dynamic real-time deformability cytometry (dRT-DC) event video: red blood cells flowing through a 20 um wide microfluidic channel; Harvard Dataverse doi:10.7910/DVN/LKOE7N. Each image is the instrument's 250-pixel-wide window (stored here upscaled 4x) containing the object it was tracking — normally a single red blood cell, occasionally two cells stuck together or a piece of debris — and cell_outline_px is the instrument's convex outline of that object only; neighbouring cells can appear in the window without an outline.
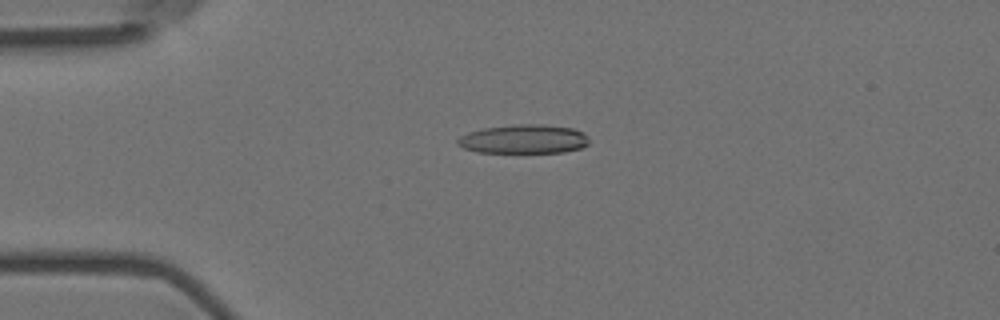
{"species": "Egyptian fruit bat (a non-hibernating species)", "species_latin": "Rousettus aegyptiacus", "temperature_condition": "room temperature", "stored_images_in_passage": 47, "camera_frame_rate_fps": 3000, "um_per_image_px": 0.085, "animal": {"sex": "female"}, "frame": {"image": 1, "passage_image": 13, "time_ms": 4.0, "image_size_px": [1000, 320], "cell_outline_px": [[588, 144], [580, 148], [564, 152], [476, 152], [464, 148], [456, 144], [456, 140], [460, 136], [468, 132], [484, 128], [516, 124], [540, 124], [572, 128], [584, 132], [588, 136]], "centroid_in_image_um": [44.51, 11.82], "position_along_channel_um": 40.5, "area_um2": 22.2}}
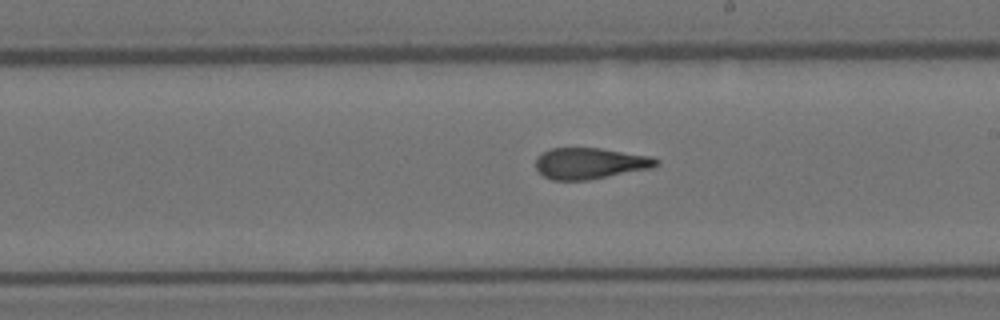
{"frame": {"image": 2, "passage_image": 31, "time_ms": 10.0, "image_size_px": [1000, 320], "cell_outline_px": [[660, 164], [652, 168], [588, 180], [552, 180], [544, 176], [536, 168], [536, 156], [540, 152], [552, 148], [600, 148], [652, 156], [660, 160]], "centroid_in_image_um": [50.16, 13.88], "position_along_channel_um": 238.8, "area_um2": 22.08}}
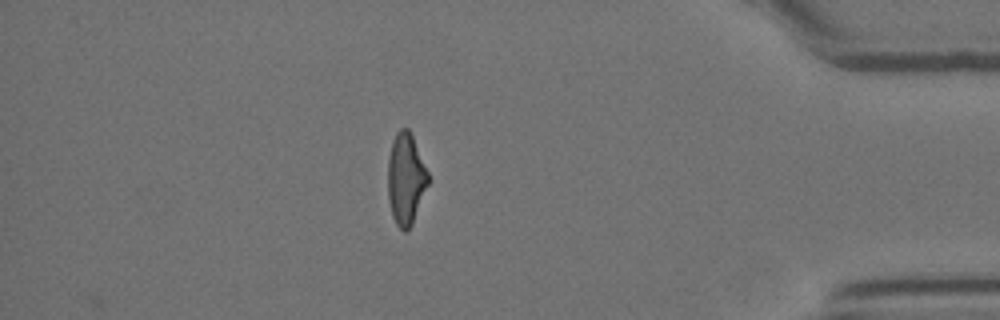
{"frame": {"image": 3, "passage_image": 47, "time_ms": 15.333, "image_size_px": [1000, 320], "cell_outline_px": [[428, 184], [412, 224], [404, 232], [396, 224], [392, 216], [388, 200], [388, 160], [392, 140], [396, 132], [400, 128], [408, 128], [412, 136], [428, 172]], "centroid_in_image_um": [34.47, 15.2], "position_along_channel_um": 400.7, "area_um2": 21.27}, "authors_computed_cell_mechanics": {"area_um2": 22.5998, "velocity_mm_per_s": 3.7604, "shape_relaxation_time_tau1_ms": 8.8353, "shape_relaxation_time_tau2_ms": 1.9305, "deformation_change_tau1": 0.2321, "deformation_change_tau2": 0.1082}}